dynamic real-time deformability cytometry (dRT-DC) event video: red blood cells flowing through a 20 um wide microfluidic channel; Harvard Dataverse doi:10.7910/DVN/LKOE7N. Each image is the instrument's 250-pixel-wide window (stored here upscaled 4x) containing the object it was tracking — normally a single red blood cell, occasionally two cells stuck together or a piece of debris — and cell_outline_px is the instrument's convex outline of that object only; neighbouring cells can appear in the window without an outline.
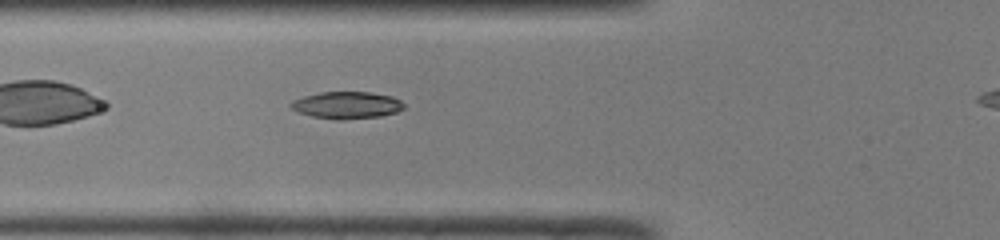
{"species": "common noctule bat (a hibernating species)", "species_latin": "Nyctalus noctula", "temperature_condition": "room temperature", "stored_images_in_passage": 38, "camera_frame_rate_fps": 3000, "um_per_image_px": 0.085, "animal": {"sex": "male", "body_mass_g": 19.0, "forearm_length_mm": 50.8}, "frame": {"image": 1, "passage_image": 11, "time_ms": 3.333, "image_size_px": [1000, 240], "cell_outline_px": [[404, 108], [396, 112], [380, 116], [340, 120], [336, 120], [312, 116], [300, 112], [292, 108], [288, 104], [292, 100], [304, 96], [320, 92], [372, 92], [392, 96], [400, 100], [404, 104]], "centroid_in_image_um": [29.48, 8.93], "position_along_channel_um": 96.3, "area_um2": 17.8}}
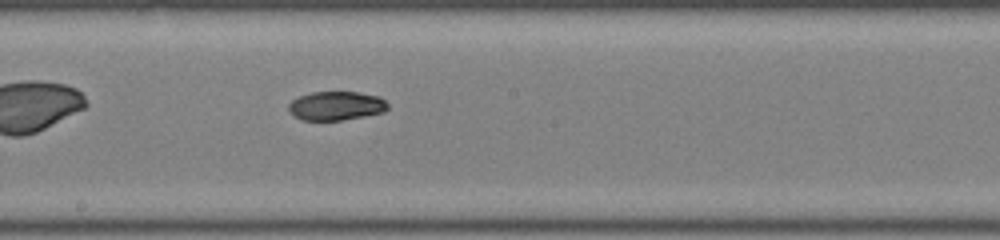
{"frame": {"image": 2, "passage_image": 20, "time_ms": 6.333, "image_size_px": [1000, 240], "cell_outline_px": [[388, 108], [384, 112], [364, 116], [340, 120], [300, 120], [292, 116], [288, 112], [288, 104], [292, 100], [300, 96], [312, 92], [356, 92], [380, 96], [388, 104]], "centroid_in_image_um": [28.54, 9.0], "position_along_channel_um": 219.7, "area_um2": 16.82}}
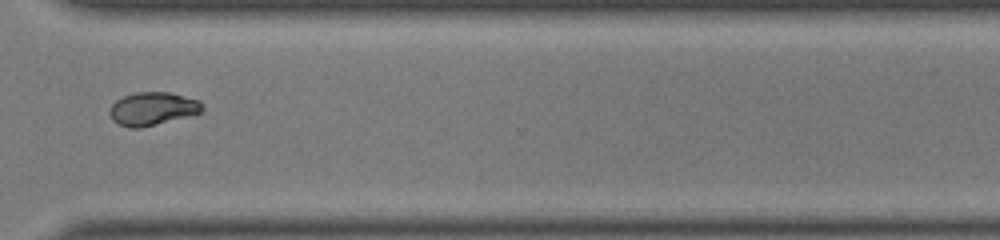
{"frame": {"image": 3, "passage_image": 30, "time_ms": 9.667, "image_size_px": [1000, 240], "cell_outline_px": [[204, 112], [140, 128], [128, 128], [116, 124], [112, 120], [108, 112], [112, 104], [116, 100], [124, 96], [136, 92], [168, 92], [200, 100], [204, 108]], "centroid_in_image_um": [12.95, 9.25], "position_along_channel_um": 357.6, "area_um2": 18.03}, "authors_computed_cell_mechanics": {"area_um2": 17.6868, "velocity_mm_per_s": 4.1135, "shape_relaxation_time_tau1_ms": 8.9953, "shape_relaxation_time_tau2_ms": null, "deformation_change_tau1": 0.2176, "deformation_change_tau2": null}}